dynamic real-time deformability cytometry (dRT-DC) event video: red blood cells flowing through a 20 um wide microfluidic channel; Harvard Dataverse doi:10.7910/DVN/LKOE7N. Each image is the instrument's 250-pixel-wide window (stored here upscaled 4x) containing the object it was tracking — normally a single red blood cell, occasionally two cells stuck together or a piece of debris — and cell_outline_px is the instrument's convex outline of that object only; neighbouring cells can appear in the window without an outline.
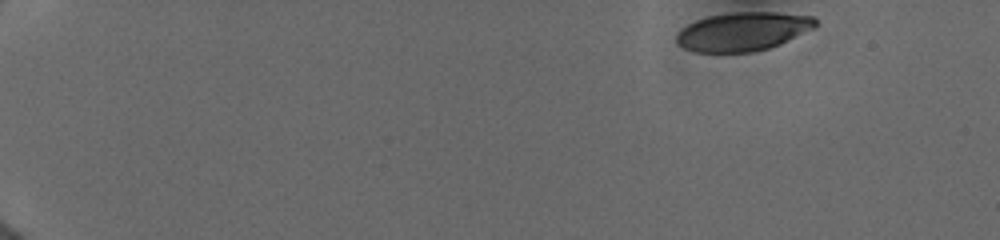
{"species": "human", "species_latin": "Homo sapiens", "temperature_condition": "cold", "stored_images_in_passage": 15, "camera_frame_rate_fps": 3000, "um_per_image_px": 0.085, "donor": {"sex": "female"}, "frame": {"image": 1, "passage_image": 1, "time_ms": 0.0, "image_size_px": [1000, 240], "cell_outline_px": [[816, 28], [780, 44], [768, 48], [752, 52], [696, 52], [684, 48], [676, 44], [676, 32], [680, 28], [696, 20], [708, 16], [732, 12], [776, 12], [812, 16], [816, 20]], "centroid_in_image_um": [63.13, 2.68], "position_along_channel_um": 21.9, "area_um2": 31.56}}
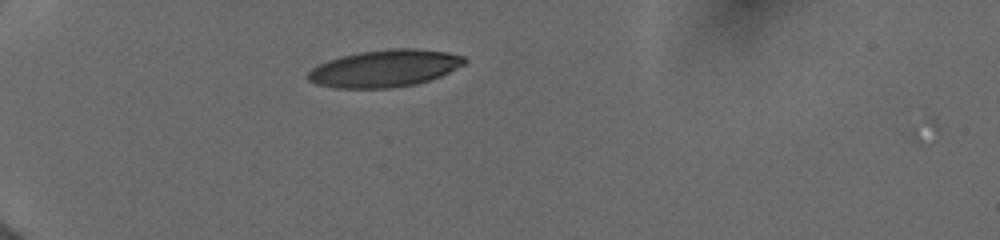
{"frame": {"image": 2, "passage_image": 13, "time_ms": 3.667, "image_size_px": [1000, 240], "cell_outline_px": [[468, 60], [464, 64], [440, 76], [416, 84], [392, 88], [336, 88], [316, 84], [308, 80], [304, 76], [312, 68], [328, 60], [340, 56], [360, 52], [392, 48], [416, 48], [448, 52], [464, 56]], "centroid_in_image_um": [32.68, 5.81], "position_along_channel_um": 52.3, "area_um2": 33.99}}